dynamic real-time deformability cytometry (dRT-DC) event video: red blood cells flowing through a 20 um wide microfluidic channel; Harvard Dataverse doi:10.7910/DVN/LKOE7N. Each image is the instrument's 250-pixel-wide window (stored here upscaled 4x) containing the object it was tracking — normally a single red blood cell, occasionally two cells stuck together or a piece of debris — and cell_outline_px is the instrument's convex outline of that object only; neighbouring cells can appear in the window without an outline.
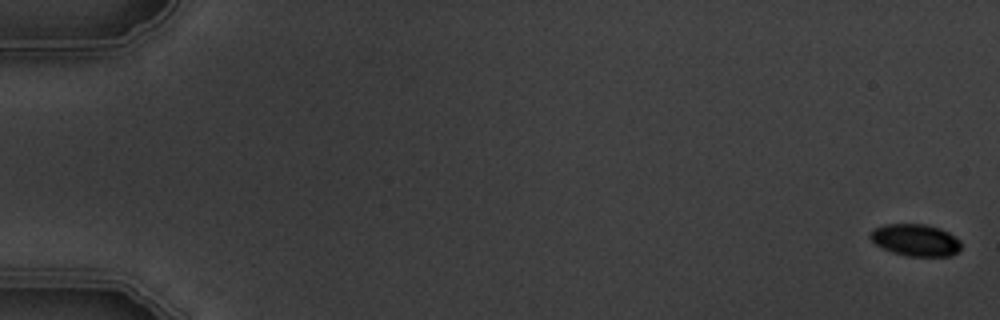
{"species": "common noctule bat (a hibernating species)", "species_latin": "Nyctalus noctula", "temperature_condition": "warm", "stored_images_in_passage": 7, "camera_frame_rate_fps": 3000, "um_per_image_px": 0.085, "animal": {"sex": "male", "body_mass_g": 19.5, "forearm_length_mm": 54.6}, "frame": {"image": 1, "passage_image": 1, "time_ms": 0.0, "image_size_px": [1000, 320], "cell_outline_px": [[960, 248], [952, 256], [908, 256], [892, 252], [876, 244], [868, 236], [868, 232], [884, 224], [924, 224], [940, 228], [948, 232], [960, 240]], "centroid_in_image_um": [77.81, 20.4], "position_along_channel_um": 7.2, "area_um2": 16.88}}
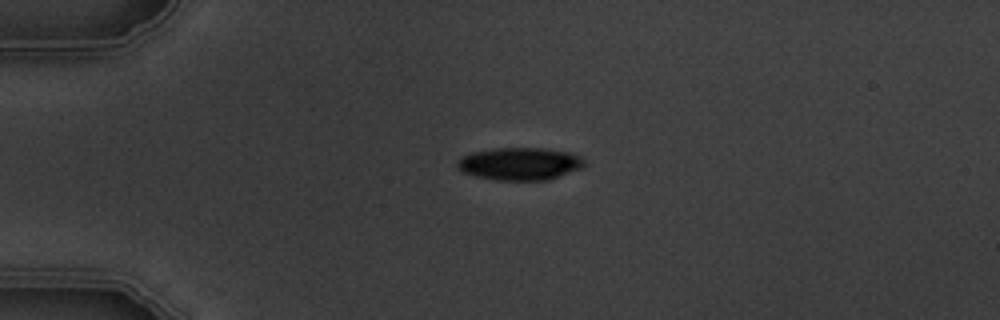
{"frame": {"image": 2, "passage_image": 7, "time_ms": 7.0, "image_size_px": [1000, 320], "cell_outline_px": [[584, 164], [580, 168], [548, 180], [496, 180], [476, 176], [464, 172], [456, 164], [460, 156], [472, 152], [496, 148], [544, 148], [568, 152], [580, 156], [584, 160]], "centroid_in_image_um": [44.16, 13.91], "position_along_channel_um": 40.8, "area_um2": 23.93}}